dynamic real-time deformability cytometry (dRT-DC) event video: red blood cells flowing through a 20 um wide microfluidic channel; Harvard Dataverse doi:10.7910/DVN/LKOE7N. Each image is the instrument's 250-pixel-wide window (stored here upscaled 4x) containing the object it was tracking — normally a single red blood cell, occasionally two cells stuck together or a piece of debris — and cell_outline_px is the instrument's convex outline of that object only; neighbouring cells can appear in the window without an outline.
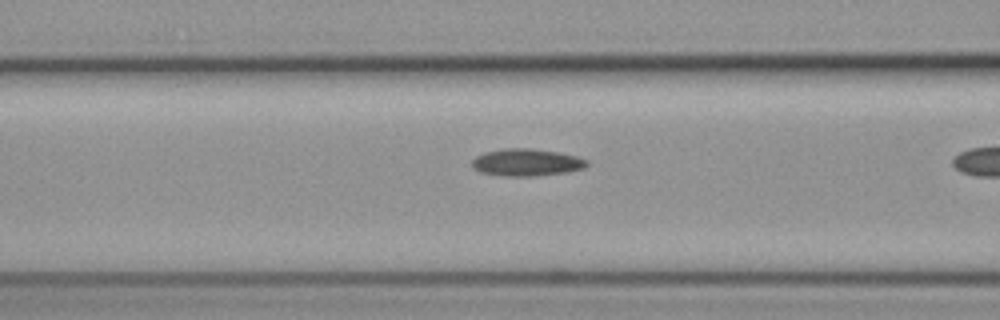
{"species": "common noctule bat (a hibernating species)", "species_latin": "Nyctalus noctula", "temperature_condition": "cold", "stored_images_in_passage": 8, "camera_frame_rate_fps": 3000, "um_per_image_px": 0.085, "animal": {"sex": "female", "body_mass_g": 19.3, "forearm_length_mm": 54.1}, "frame": {"image": 1, "passage_image": 7, "time_ms": 2.0, "image_size_px": [1000, 320], "cell_outline_px": [[588, 164], [584, 168], [568, 172], [536, 176], [504, 176], [480, 172], [472, 168], [472, 160], [476, 156], [484, 152], [504, 148], [532, 148], [556, 152], [576, 156], [588, 160]], "centroid_in_image_um": [44.74, 13.8], "position_along_channel_um": 121.9, "area_um2": 18.32}}